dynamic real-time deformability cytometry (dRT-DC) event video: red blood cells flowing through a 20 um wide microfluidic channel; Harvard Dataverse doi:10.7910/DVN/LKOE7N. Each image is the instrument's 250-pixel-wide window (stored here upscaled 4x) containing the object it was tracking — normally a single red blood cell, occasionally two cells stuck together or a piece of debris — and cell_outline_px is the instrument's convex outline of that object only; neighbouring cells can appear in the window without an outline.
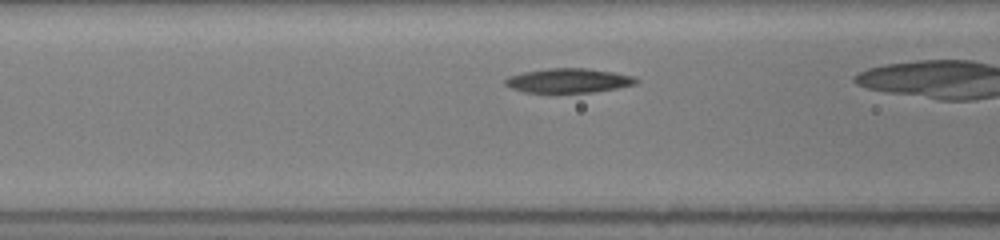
{"species": "common noctule bat (a hibernating species)", "species_latin": "Nyctalus noctula", "temperature_condition": "room temperature", "stored_images_in_passage": 19, "camera_frame_rate_fps": 3000, "um_per_image_px": 0.085, "animal": {"sex": "female", "body_mass_g": 19.5, "forearm_length_mm": 54.1}, "frame": {"image": 1, "passage_image": 4, "time_ms": 1.0, "image_size_px": [1000, 240], "cell_outline_px": [[640, 80], [636, 84], [616, 88], [592, 92], [524, 92], [512, 88], [504, 84], [504, 80], [508, 76], [524, 72], [548, 68], [588, 68], [636, 76]], "centroid_in_image_um": [48.34, 6.84], "position_along_channel_um": 118.3, "area_um2": 18.55}}
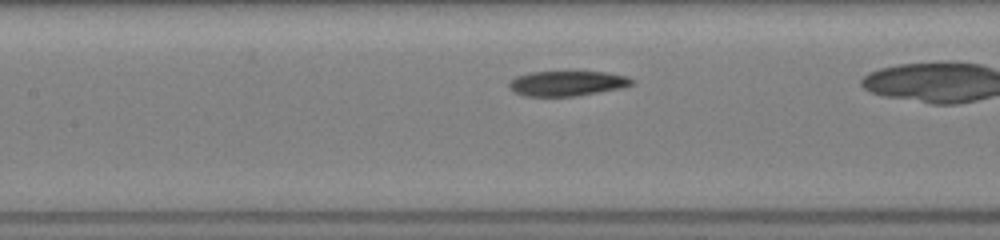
{"frame": {"image": 2, "passage_image": 6, "time_ms": 2.0, "image_size_px": [1000, 240], "cell_outline_px": [[632, 84], [624, 88], [576, 96], [524, 96], [516, 92], [508, 84], [508, 80], [516, 76], [528, 72], [604, 72], [628, 76], [632, 80]], "centroid_in_image_um": [48.2, 7.09], "position_along_channel_um": 159.2, "area_um2": 17.92}}
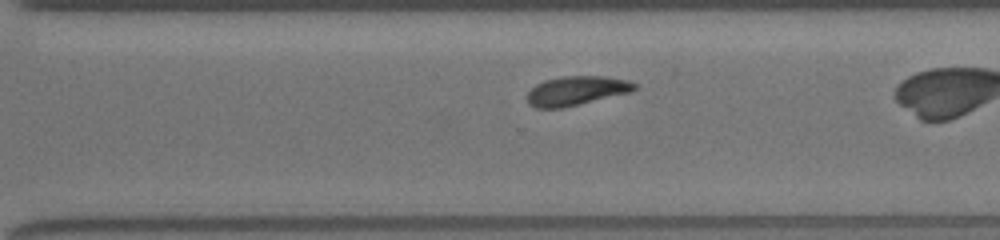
{"frame": {"image": 3, "passage_image": 16, "time_ms": 6.0, "image_size_px": [1000, 240], "cell_outline_px": [[636, 88], [632, 92], [564, 108], [536, 108], [528, 104], [528, 92], [536, 84], [544, 80], [564, 76], [604, 76], [628, 80], [636, 84]], "centroid_in_image_um": [49.01, 7.72], "position_along_channel_um": 321.6, "area_um2": 18.38}}